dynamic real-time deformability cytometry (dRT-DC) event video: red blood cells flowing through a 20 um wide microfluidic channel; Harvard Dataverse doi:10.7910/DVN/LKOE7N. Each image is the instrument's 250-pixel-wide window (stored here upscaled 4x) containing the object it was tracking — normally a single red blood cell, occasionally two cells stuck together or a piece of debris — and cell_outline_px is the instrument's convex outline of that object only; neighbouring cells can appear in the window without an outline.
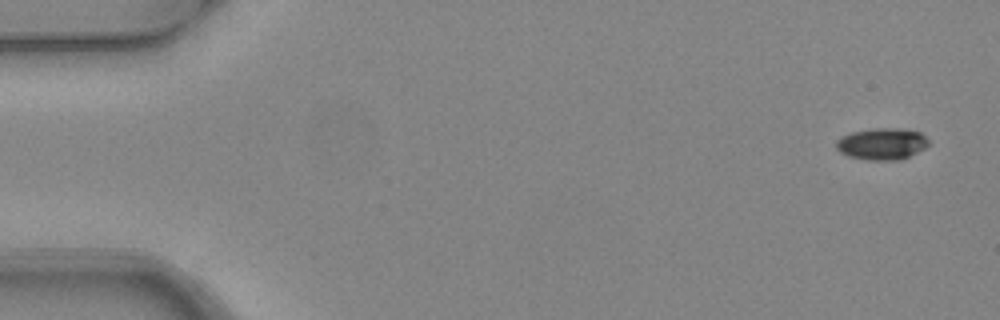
{"species": "common noctule bat (a hibernating species)", "species_latin": "Nyctalus noctula", "temperature_condition": "warm", "stored_images_in_passage": 4, "camera_frame_rate_fps": 3000, "um_per_image_px": 0.085, "animal": {"sex": "female", "body_mass_g": 24.6, "forearm_length_mm": 56.2}, "frame": {"image": 1, "passage_image": 1, "time_ms": 0.0, "image_size_px": [1000, 320], "cell_outline_px": [[928, 144], [924, 148], [900, 160], [868, 160], [848, 156], [840, 152], [836, 148], [836, 140], [852, 132], [872, 128], [896, 128], [920, 132], [928, 140]], "centroid_in_image_um": [74.94, 12.23], "position_along_channel_um": 10.1, "area_um2": 16.88}}
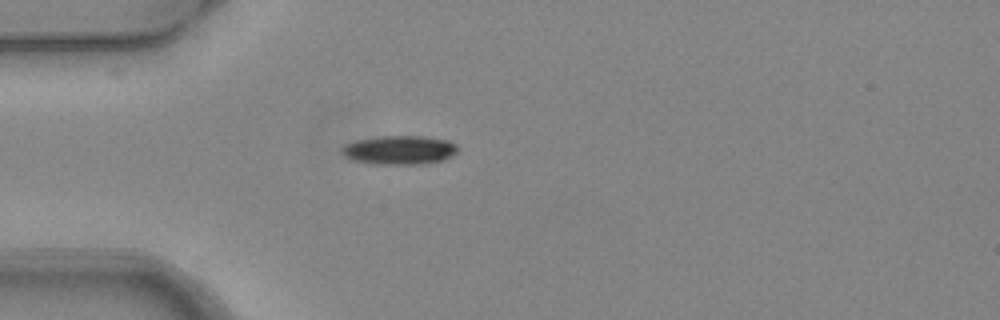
{"frame": {"image": 2, "passage_image": 4, "time_ms": 1.0, "image_size_px": [1000, 320], "cell_outline_px": [[456, 152], [452, 156], [444, 160], [424, 164], [376, 164], [356, 160], [344, 156], [340, 152], [340, 148], [344, 144], [352, 140], [380, 136], [424, 136], [448, 140], [456, 144]], "centroid_in_image_um": [33.92, 12.74], "position_along_channel_um": 51.1, "area_um2": 19.71}}